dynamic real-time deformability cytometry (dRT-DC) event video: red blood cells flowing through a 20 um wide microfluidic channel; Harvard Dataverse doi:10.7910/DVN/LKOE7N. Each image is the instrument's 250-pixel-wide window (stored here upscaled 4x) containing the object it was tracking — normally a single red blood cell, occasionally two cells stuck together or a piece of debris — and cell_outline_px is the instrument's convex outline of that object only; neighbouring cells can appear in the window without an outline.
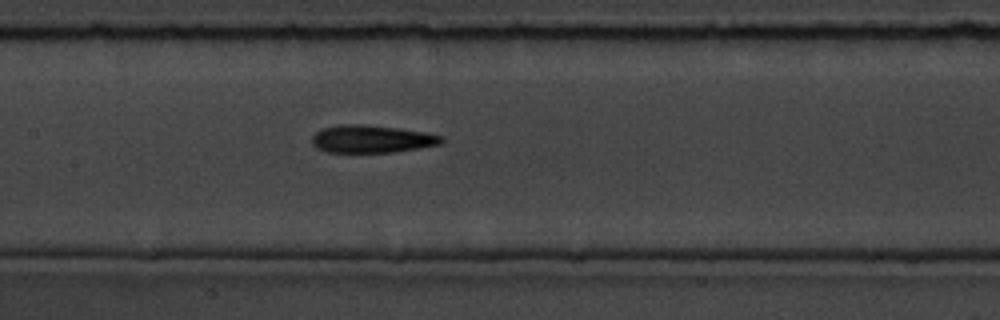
{"species": "common noctule bat (a hibernating species)", "species_latin": "Nyctalus noctula", "temperature_condition": "room temperature", "stored_images_in_passage": 9, "camera_frame_rate_fps": 3000, "um_per_image_px": 0.085, "animal": {"sex": "male", "body_mass_g": 19.5, "forearm_length_mm": 54.6}, "frame": {"image": 1, "passage_image": 9, "time_ms": 10.0, "image_size_px": [1000, 320], "cell_outline_px": [[444, 140], [440, 144], [392, 152], [328, 152], [316, 148], [312, 144], [312, 136], [320, 128], [340, 124], [360, 124], [396, 128], [428, 132], [444, 136]], "centroid_in_image_um": [31.57, 11.8], "position_along_channel_um": 175.8, "area_um2": 20.87}}